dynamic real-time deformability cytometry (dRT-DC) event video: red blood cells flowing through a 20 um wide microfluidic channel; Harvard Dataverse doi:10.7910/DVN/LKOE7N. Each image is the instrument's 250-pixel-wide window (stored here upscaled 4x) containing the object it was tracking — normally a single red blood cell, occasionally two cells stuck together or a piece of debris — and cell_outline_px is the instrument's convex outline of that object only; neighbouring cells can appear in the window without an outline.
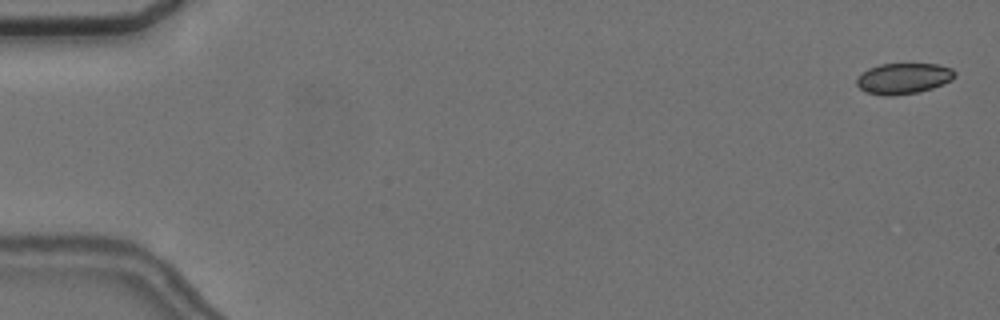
{"species": "common noctule bat (a hibernating species)", "species_latin": "Nyctalus noctula", "temperature_condition": "cold", "stored_images_in_passage": 58, "camera_frame_rate_fps": 3000, "um_per_image_px": 0.085, "animal": {"sex": "female", "body_mass_g": 24.6, "forearm_length_mm": 56.2}, "frame": {"image": 1, "passage_image": 2, "time_ms": 0.333, "image_size_px": [1000, 320], "cell_outline_px": [[952, 76], [948, 80], [940, 84], [928, 88], [912, 92], [872, 92], [860, 88], [860, 76], [864, 72], [872, 68], [884, 64], [932, 64], [948, 68], [952, 72]], "centroid_in_image_um": [76.81, 6.6], "position_along_channel_um": 8.2, "area_um2": 15.49}}
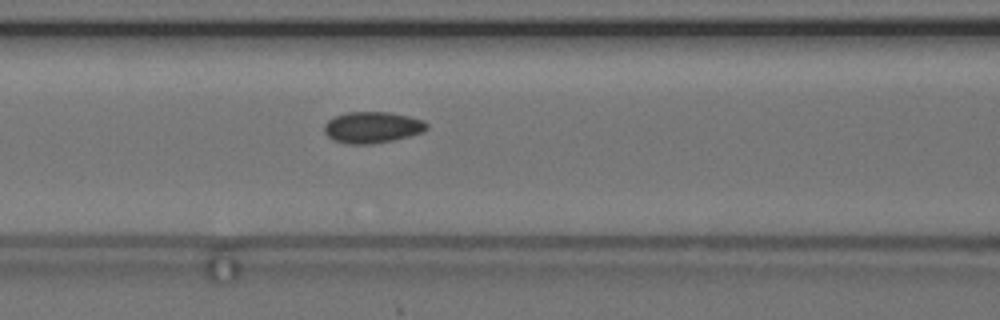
{"frame": {"image": 2, "passage_image": 25, "time_ms": 8.0, "image_size_px": [1000, 320], "cell_outline_px": [[424, 128], [416, 132], [384, 140], [340, 140], [332, 136], [328, 132], [328, 124], [332, 120], [340, 116], [364, 112], [376, 112], [400, 116], [416, 120], [424, 124]], "centroid_in_image_um": [31.64, 10.76], "position_along_channel_um": 135.0, "area_um2": 15.03}}
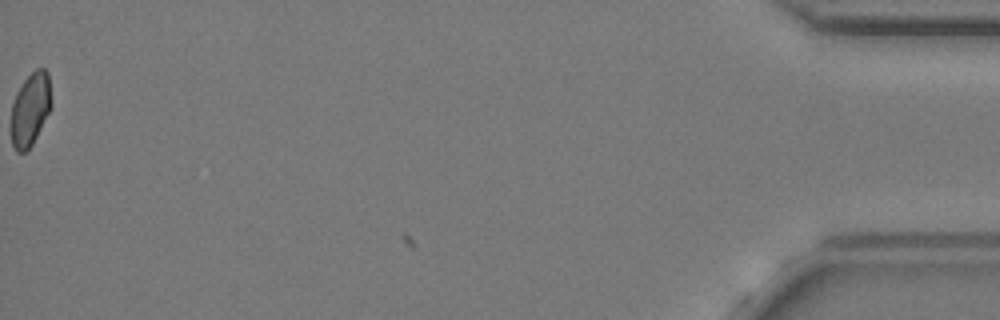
{"frame": {"image": 3, "passage_image": 58, "time_ms": 19.0, "image_size_px": [1000, 320], "cell_outline_px": [[48, 112], [28, 148], [24, 152], [20, 152], [12, 144], [12, 108], [16, 96], [20, 88], [28, 76], [32, 72], [40, 68], [44, 68], [48, 76]], "centroid_in_image_um": [2.53, 9.28], "position_along_channel_um": 432.7, "area_um2": 15.49}, "authors_computed_cell_mechanics": {"area_um2": 15.7216, "velocity_mm_per_s": 3.6251, "shape_relaxation_time_tau1_ms": null, "shape_relaxation_time_tau2_ms": 1.8528, "deformation_change_tau1": null, "deformation_change_tau2": 0.045}}